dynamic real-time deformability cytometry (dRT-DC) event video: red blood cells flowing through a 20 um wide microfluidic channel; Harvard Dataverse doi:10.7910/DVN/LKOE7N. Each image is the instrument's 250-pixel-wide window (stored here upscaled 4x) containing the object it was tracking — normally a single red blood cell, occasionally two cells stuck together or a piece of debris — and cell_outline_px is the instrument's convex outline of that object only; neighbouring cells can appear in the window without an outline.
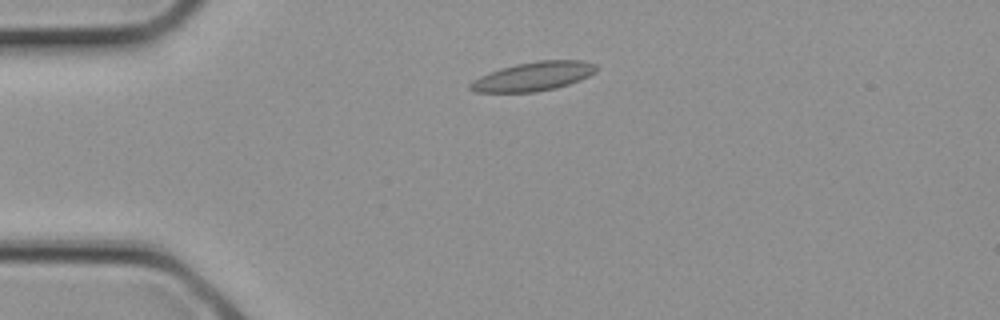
{"species": "common noctule bat (a hibernating species)", "species_latin": "Nyctalus noctula", "temperature_condition": "cold", "stored_images_in_passage": 1, "camera_frame_rate_fps": 3000, "um_per_image_px": 0.085, "animal": {"sex": "female", "body_mass_g": 21.9}, "frame": {"image": 1, "passage_image": 1, "time_ms": 0.0, "image_size_px": [1000, 320], "cell_outline_px": [[596, 72], [580, 80], [556, 88], [536, 92], [476, 92], [468, 88], [468, 84], [472, 80], [488, 72], [500, 68], [516, 64], [536, 60], [584, 60], [596, 64]], "centroid_in_image_um": [45.32, 6.48], "position_along_channel_um": 39.7, "area_um2": 21.44}}